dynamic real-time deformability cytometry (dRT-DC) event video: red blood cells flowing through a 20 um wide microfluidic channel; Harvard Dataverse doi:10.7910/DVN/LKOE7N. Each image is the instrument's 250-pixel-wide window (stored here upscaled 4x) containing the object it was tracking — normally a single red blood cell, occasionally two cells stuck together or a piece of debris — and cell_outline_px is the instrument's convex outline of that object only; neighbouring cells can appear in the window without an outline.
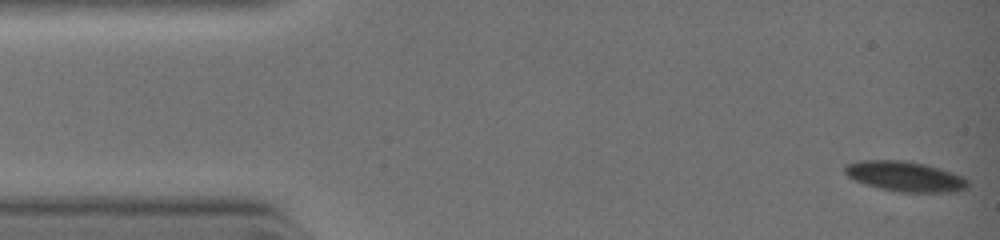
{"species": "common noctule bat (a hibernating species)", "species_latin": "Nyctalus noctula", "temperature_condition": "warm", "stored_images_in_passage": 44, "camera_frame_rate_fps": 3000, "um_per_image_px": 0.085, "animal": {"sex": "female", "body_mass_g": 19.0, "forearm_length_mm": 51.5}, "frame": {"image": 1, "passage_image": 1, "time_ms": 0.0, "image_size_px": [1000, 240], "cell_outline_px": [[968, 184], [964, 188], [948, 192], [900, 192], [880, 188], [856, 180], [848, 176], [844, 172], [844, 168], [848, 164], [868, 160], [896, 160], [920, 164], [936, 168], [960, 176]], "centroid_in_image_um": [76.86, 15.0], "position_along_channel_um": 8.1, "area_um2": 20.52}}
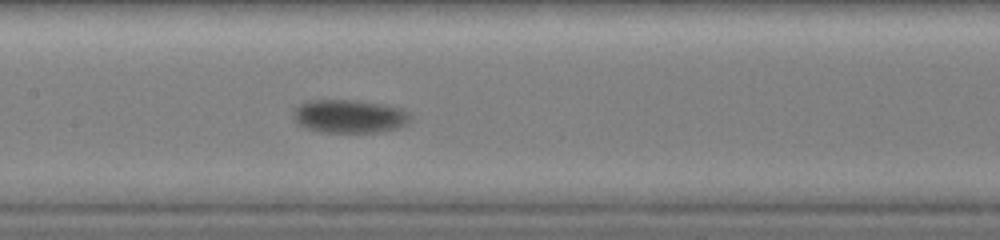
{"frame": {"image": 2, "passage_image": 19, "time_ms": 5.333, "image_size_px": [1000, 240], "cell_outline_px": [[408, 124], [400, 128], [380, 132], [320, 132], [308, 128], [300, 124], [292, 116], [292, 112], [300, 104], [308, 100], [356, 100], [384, 104], [404, 108], [408, 112]], "centroid_in_image_um": [29.73, 9.88], "position_along_channel_um": 177.7, "area_um2": 22.83}}
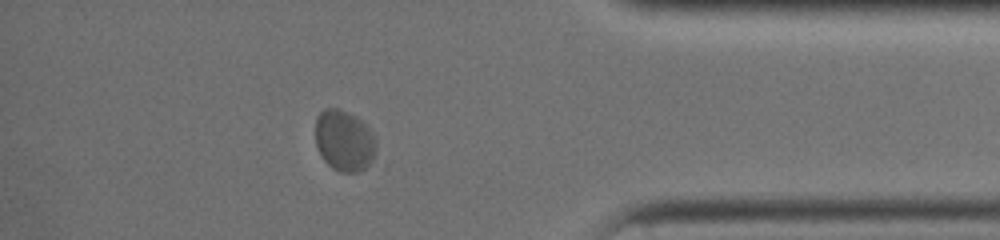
{"frame": {"image": 3, "passage_image": 36, "time_ms": 10.0, "image_size_px": [1000, 240], "cell_outline_px": [[380, 160], [356, 172], [340, 172], [332, 168], [320, 156], [316, 144], [316, 116], [324, 108], [336, 108], [348, 112], [356, 116], [372, 132], [376, 140]], "centroid_in_image_um": [29.32, 11.99], "position_along_channel_um": 405.9, "area_um2": 22.31}}